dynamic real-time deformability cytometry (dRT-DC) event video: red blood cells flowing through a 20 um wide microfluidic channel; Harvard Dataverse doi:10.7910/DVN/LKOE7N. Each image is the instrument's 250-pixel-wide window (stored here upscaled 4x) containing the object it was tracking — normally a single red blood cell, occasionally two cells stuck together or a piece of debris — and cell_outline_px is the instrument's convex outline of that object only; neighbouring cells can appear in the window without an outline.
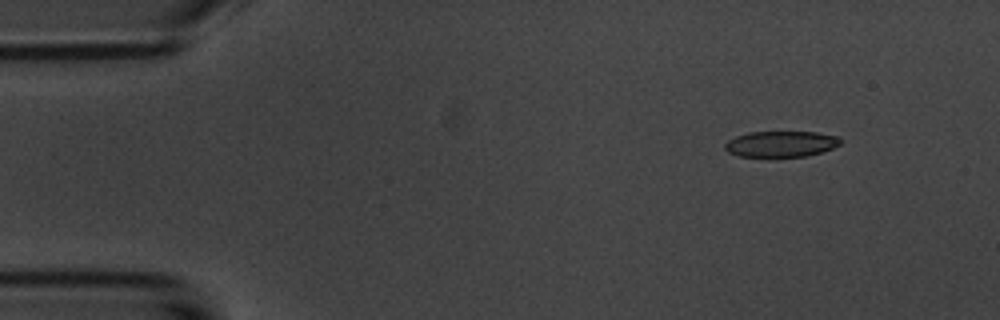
{"species": "common noctule bat (a hibernating species)", "species_latin": "Nyctalus noctula", "temperature_condition": "room temperature", "stored_images_in_passage": 5, "camera_frame_rate_fps": 3000, "um_per_image_px": 0.085, "animal": {"sex": "male", "body_mass_g": 20.1, "forearm_length_mm": 53.5}, "frame": {"image": 1, "passage_image": 2, "time_ms": 1.0, "image_size_px": [1000, 320], "cell_outline_px": [[844, 140], [840, 144], [832, 148], [808, 156], [740, 156], [728, 152], [724, 148], [724, 144], [728, 140], [736, 136], [748, 132], [816, 132], [840, 136]], "centroid_in_image_um": [66.41, 12.22], "position_along_channel_um": 18.6, "area_um2": 17.46}}
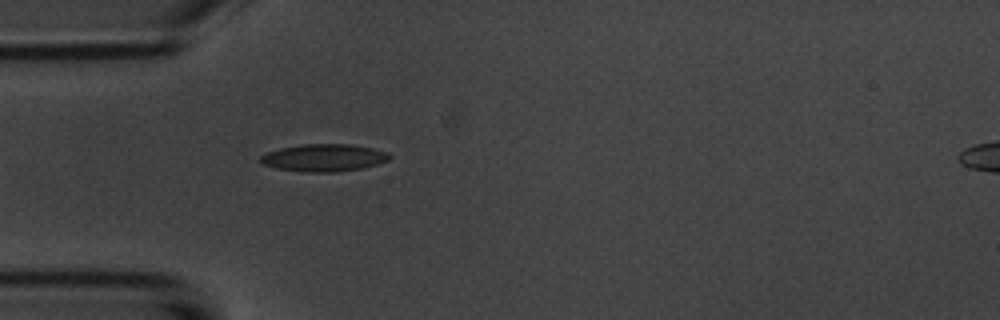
{"frame": {"image": 2, "passage_image": 5, "time_ms": 4.333, "image_size_px": [1000, 320], "cell_outline_px": [[392, 156], [388, 160], [376, 164], [360, 168], [336, 172], [304, 172], [276, 168], [264, 164], [260, 160], [260, 156], [268, 152], [280, 148], [304, 144], [352, 144], [372, 148], [388, 152]], "centroid_in_image_um": [27.54, 13.4], "position_along_channel_um": 57.5, "area_um2": 20.46}}